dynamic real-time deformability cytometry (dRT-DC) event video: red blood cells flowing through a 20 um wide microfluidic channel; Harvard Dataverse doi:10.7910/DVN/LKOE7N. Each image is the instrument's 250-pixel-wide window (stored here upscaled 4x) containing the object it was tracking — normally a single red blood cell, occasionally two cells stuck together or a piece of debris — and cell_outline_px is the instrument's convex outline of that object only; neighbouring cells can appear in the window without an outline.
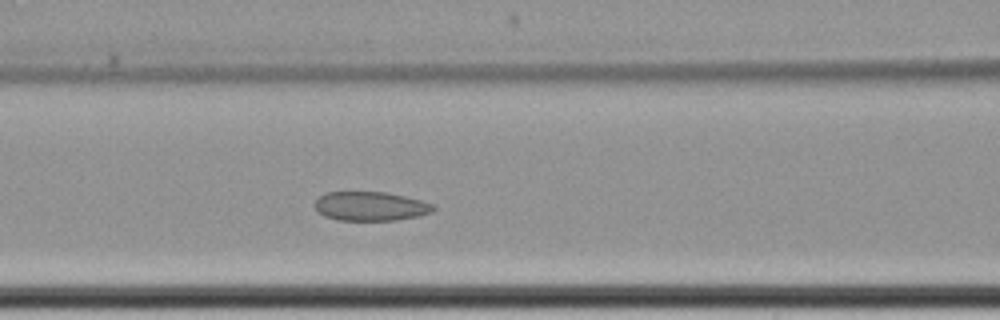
{"species": "common noctule bat (a hibernating species)", "species_latin": "Nyctalus noctula", "temperature_condition": "cold", "stored_images_in_passage": 6, "camera_frame_rate_fps": 3000, "um_per_image_px": 0.085, "animal": {"sex": "female", "body_mass_g": 22.7, "forearm_length_mm": 54.2}, "frame": {"image": 1, "passage_image": 6, "time_ms": 6.0, "image_size_px": [1000, 320], "cell_outline_px": [[436, 208], [432, 212], [420, 216], [396, 220], [336, 220], [324, 216], [316, 208], [316, 200], [324, 192], [384, 192], [404, 196], [420, 200], [432, 204]], "centroid_in_image_um": [31.51, 17.53], "position_along_channel_um": 135.1, "area_um2": 20.0}}